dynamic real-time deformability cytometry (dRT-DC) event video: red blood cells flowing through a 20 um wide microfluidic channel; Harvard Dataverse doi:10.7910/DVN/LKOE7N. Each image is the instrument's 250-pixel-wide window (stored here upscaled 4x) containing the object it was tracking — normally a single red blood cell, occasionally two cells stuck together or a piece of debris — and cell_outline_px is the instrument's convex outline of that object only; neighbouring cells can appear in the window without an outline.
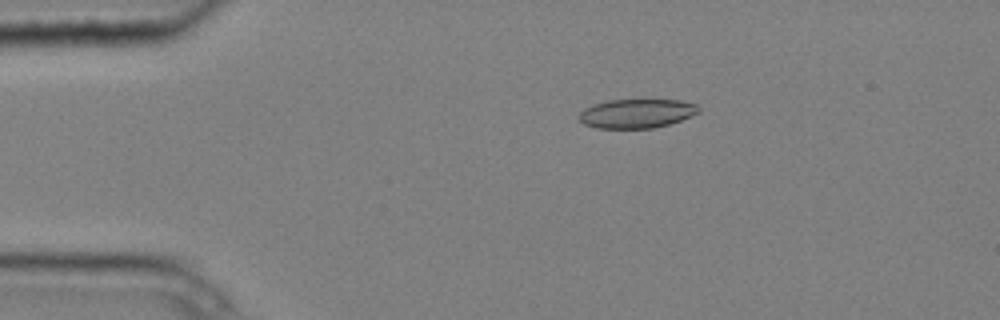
{"species": "common noctule bat (a hibernating species)", "species_latin": "Nyctalus noctula", "temperature_condition": "cold", "stored_images_in_passage": 8, "camera_frame_rate_fps": 3000, "um_per_image_px": 0.085, "animal": {"sex": "male", "body_mass_g": 20.4}, "frame": {"image": 1, "passage_image": 3, "time_ms": 0.667, "image_size_px": [1000, 320], "cell_outline_px": [[700, 112], [680, 120], [668, 124], [652, 128], [596, 128], [584, 124], [576, 116], [584, 108], [592, 104], [608, 100], [680, 100], [696, 104], [700, 108]], "centroid_in_image_um": [54.08, 9.64], "position_along_channel_um": 30.9, "area_um2": 20.29}}
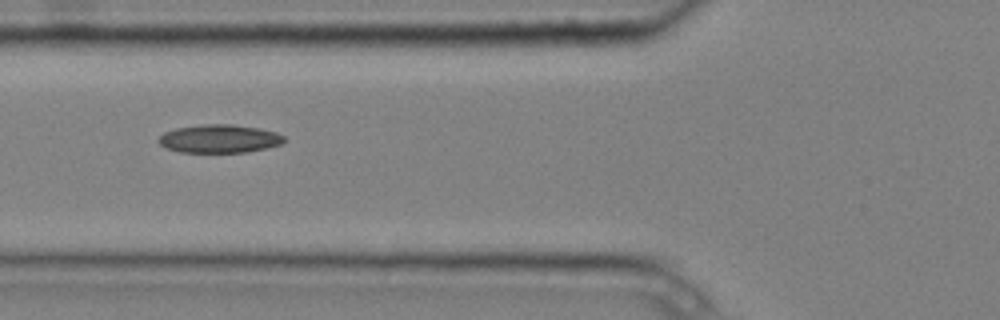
{"frame": {"image": 2, "passage_image": 6, "time_ms": 1.667, "image_size_px": [1000, 320], "cell_outline_px": [[284, 144], [268, 148], [248, 152], [180, 152], [164, 148], [156, 140], [164, 132], [176, 128], [204, 124], [232, 124], [260, 128], [276, 132], [284, 136]], "centroid_in_image_um": [18.66, 11.79], "position_along_channel_um": 107.1, "area_um2": 20.92}}
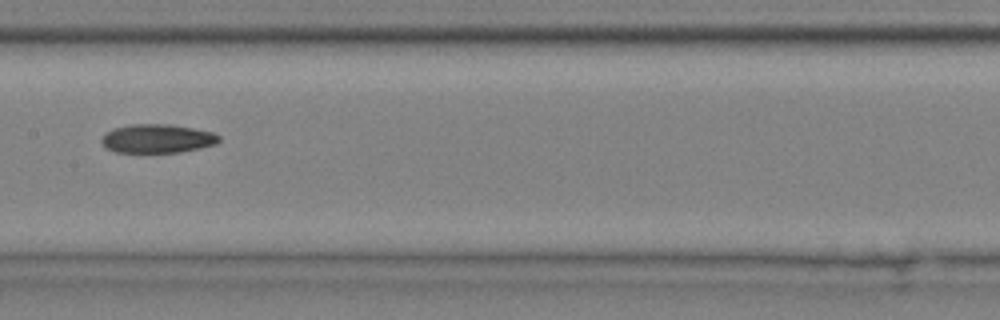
{"frame": {"image": 3, "passage_image": 8, "time_ms": 2.333, "image_size_px": [1000, 320], "cell_outline_px": [[220, 140], [216, 144], [200, 148], [180, 152], [116, 152], [104, 148], [100, 140], [104, 132], [112, 128], [132, 124], [168, 124], [192, 128], [212, 132], [220, 136]], "centroid_in_image_um": [13.32, 11.78], "position_along_channel_um": 194.1, "area_um2": 19.83}}